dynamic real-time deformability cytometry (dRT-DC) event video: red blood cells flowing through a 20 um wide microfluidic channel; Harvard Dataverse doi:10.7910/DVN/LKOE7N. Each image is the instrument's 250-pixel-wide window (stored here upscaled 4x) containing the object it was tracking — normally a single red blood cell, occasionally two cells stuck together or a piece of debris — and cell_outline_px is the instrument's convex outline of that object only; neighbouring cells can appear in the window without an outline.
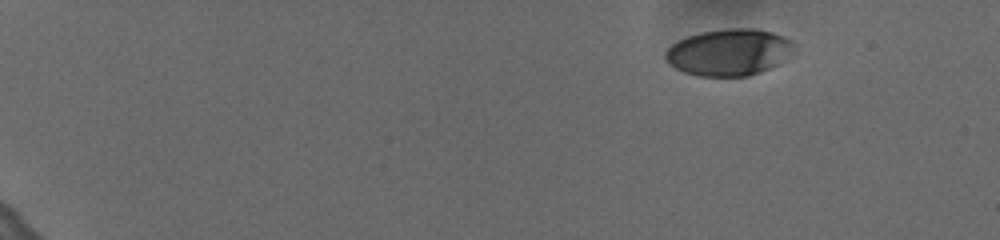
{"species": "human", "species_latin": "Homo sapiens", "temperature_condition": "cold", "stored_images_in_passage": 46, "camera_frame_rate_fps": 3000, "um_per_image_px": 0.085, "donor": {"sex": "female"}, "frame": {"image": 1, "passage_image": 1, "time_ms": 0.0, "image_size_px": [1000, 240], "cell_outline_px": [[796, 52], [780, 64], [760, 72], [748, 76], [700, 76], [684, 72], [676, 68], [664, 56], [664, 52], [676, 40], [700, 32], [728, 28], [756, 28], [772, 32], [784, 36], [792, 40], [796, 48]], "centroid_in_image_um": [62.03, 4.43], "position_along_channel_um": 23.0, "area_um2": 35.43}}
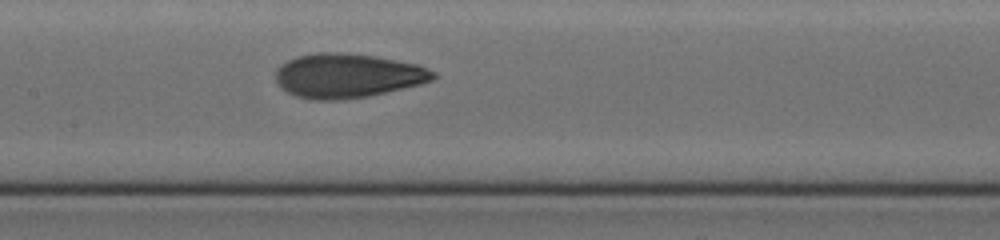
{"frame": {"image": 2, "passage_image": 26, "time_ms": 8.333, "image_size_px": [1000, 240], "cell_outline_px": [[436, 76], [432, 80], [420, 84], [368, 96], [336, 100], [316, 100], [296, 96], [280, 88], [276, 84], [276, 68], [288, 60], [296, 56], [316, 52], [340, 52], [372, 56], [416, 64], [436, 72]], "centroid_in_image_um": [29.49, 6.43], "position_along_channel_um": 177.9, "area_um2": 40.46}}
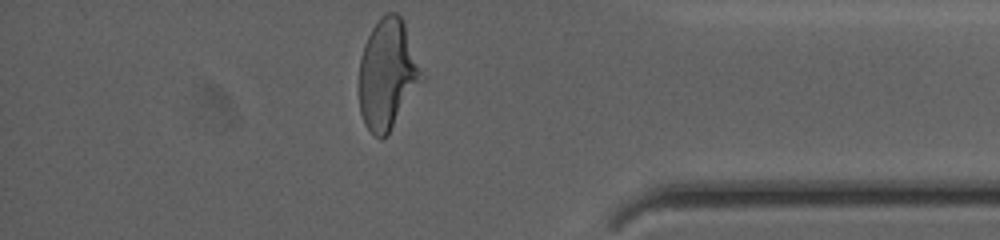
{"frame": {"image": 3, "passage_image": 46, "time_ms": 15.0, "image_size_px": [1000, 240], "cell_outline_px": [[424, 80], [388, 132], [380, 140], [364, 124], [360, 112], [360, 60], [364, 44], [372, 28], [380, 16], [388, 12], [396, 12], [404, 20], [424, 76]], "centroid_in_image_um": [32.95, 6.27], "position_along_channel_um": 402.2, "area_um2": 39.88}, "authors_computed_cell_mechanics": {"area_um2": 38.9572, "velocity_mm_per_s": 3.6251, "shape_relaxation_time_tau1_ms": 5.111, "shape_relaxation_time_tau2_ms": 1.1663, "deformation_change_tau1": 0.1965, "deformation_change_tau2": 0.0753}}